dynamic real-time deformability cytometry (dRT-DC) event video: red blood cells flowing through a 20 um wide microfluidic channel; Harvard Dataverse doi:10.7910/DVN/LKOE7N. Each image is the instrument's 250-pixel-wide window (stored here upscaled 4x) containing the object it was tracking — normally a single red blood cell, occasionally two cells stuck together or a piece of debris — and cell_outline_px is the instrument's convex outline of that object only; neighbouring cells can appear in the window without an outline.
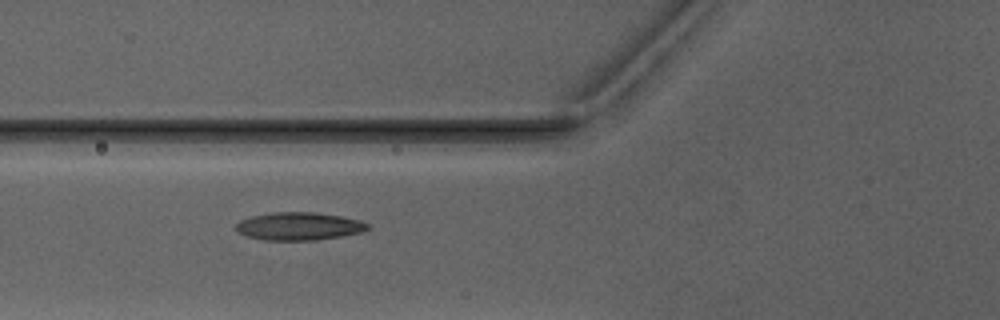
{"species": "Egyptian fruit bat (a non-hibernating species)", "species_latin": "Rousettus aegyptiacus", "temperature_condition": "warm", "stored_images_in_passage": 8, "camera_frame_rate_fps": 3000, "um_per_image_px": 0.085, "animal": {"sex": "male"}, "frame": {"image": 1, "passage_image": 6, "time_ms": 7.0, "image_size_px": [1000, 320], "cell_outline_px": [[372, 228], [360, 232], [340, 236], [316, 240], [264, 240], [248, 236], [240, 232], [236, 228], [236, 224], [240, 220], [252, 216], [272, 212], [316, 212], [340, 216], [360, 220], [372, 224]], "centroid_in_image_um": [25.46, 19.22], "position_along_channel_um": 100.3, "area_um2": 21.39}}
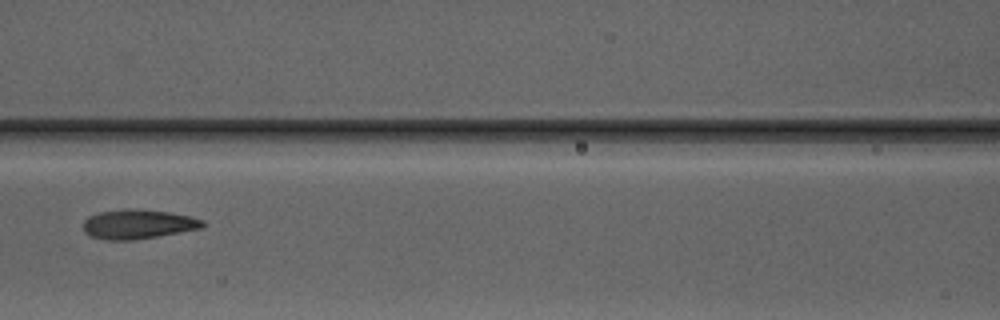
{"frame": {"image": 2, "passage_image": 7, "time_ms": 8.333, "image_size_px": [1000, 320], "cell_outline_px": [[208, 224], [204, 228], [132, 240], [108, 240], [92, 236], [84, 232], [84, 220], [88, 216], [100, 212], [124, 208], [136, 208], [168, 212], [188, 216], [204, 220]], "centroid_in_image_um": [11.76, 19.04], "position_along_channel_um": 154.8, "area_um2": 20.52}}
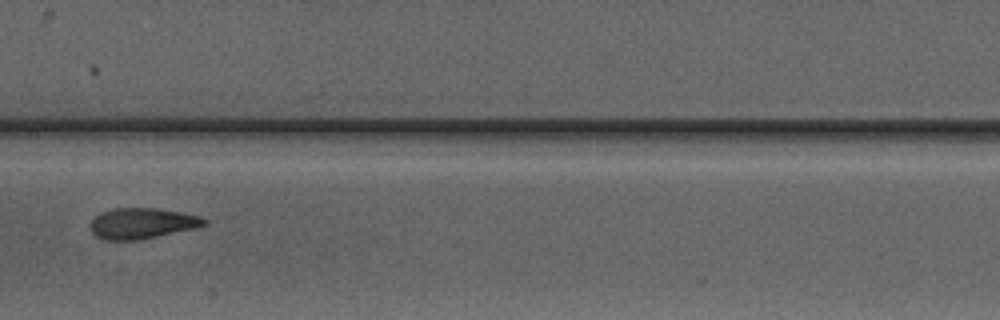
{"frame": {"image": 3, "passage_image": 8, "time_ms": 9.333, "image_size_px": [1000, 320], "cell_outline_px": [[208, 224], [196, 228], [140, 240], [104, 240], [96, 236], [92, 232], [92, 220], [100, 212], [116, 208], [156, 208], [180, 212], [196, 216], [208, 220]], "centroid_in_image_um": [12.09, 18.99], "position_along_channel_um": 195.3, "area_um2": 20.29}}